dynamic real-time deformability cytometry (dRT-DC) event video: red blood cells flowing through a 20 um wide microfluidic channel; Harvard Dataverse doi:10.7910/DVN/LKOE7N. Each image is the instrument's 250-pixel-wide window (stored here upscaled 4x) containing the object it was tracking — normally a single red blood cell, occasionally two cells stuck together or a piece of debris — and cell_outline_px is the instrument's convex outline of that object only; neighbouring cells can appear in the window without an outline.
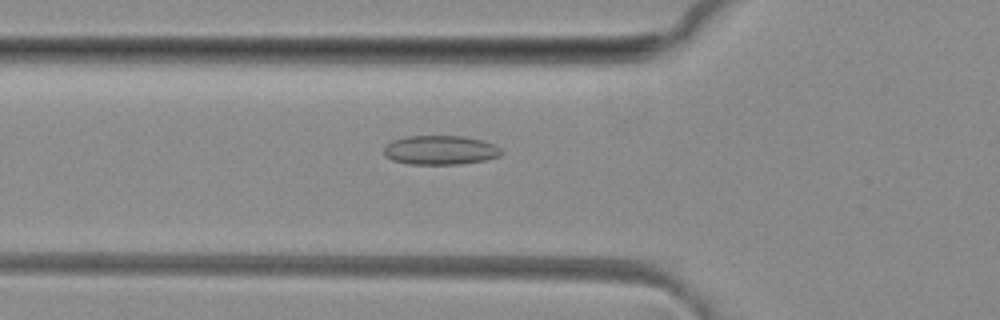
{"species": "common noctule bat (a hibernating species)", "species_latin": "Nyctalus noctula", "temperature_condition": "room temperature", "stored_images_in_passage": 38, "camera_frame_rate_fps": 3000, "um_per_image_px": 0.085, "animal": {"sex": "female", "body_mass_g": 29.2, "forearm_length_mm": 56.3}, "frame": {"image": 1, "passage_image": 6, "time_ms": 1.667, "image_size_px": [1000, 320], "cell_outline_px": [[504, 152], [500, 156], [484, 160], [460, 164], [408, 164], [392, 160], [384, 152], [384, 144], [392, 140], [404, 136], [464, 136], [480, 140], [492, 144], [500, 148]], "centroid_in_image_um": [37.4, 12.75], "position_along_channel_um": 88.4, "area_um2": 20.0}}
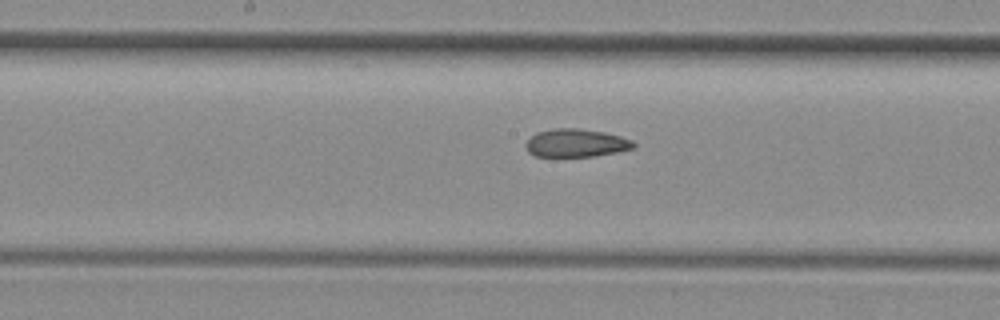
{"frame": {"image": 2, "passage_image": 14, "time_ms": 4.333, "image_size_px": [1000, 320], "cell_outline_px": [[636, 144], [632, 148], [616, 152], [592, 156], [536, 156], [528, 152], [524, 144], [536, 132], [552, 128], [580, 128], [604, 132], [620, 136], [632, 140]], "centroid_in_image_um": [48.94, 12.14], "position_along_channel_um": 199.3, "area_um2": 17.57}}
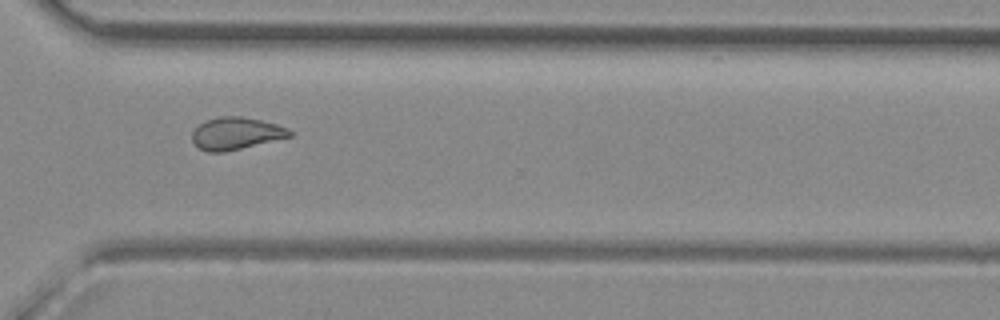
{"frame": {"image": 3, "passage_image": 25, "time_ms": 8.0, "image_size_px": [1000, 320], "cell_outline_px": [[292, 136], [224, 152], [208, 152], [200, 148], [192, 140], [192, 132], [200, 124], [208, 120], [220, 116], [240, 116], [260, 120], [276, 124], [288, 128], [292, 132]], "centroid_in_image_um": [20.07, 11.34], "position_along_channel_um": 350.5, "area_um2": 18.03}, "authors_computed_cell_mechanics": {"area_um2": 18.207, "velocity_mm_per_s": 4.1259, "shape_relaxation_time_tau1_ms": null, "shape_relaxation_time_tau2_ms": 2.9131, "deformation_change_tau1": null, "deformation_change_tau2": 0.092}}